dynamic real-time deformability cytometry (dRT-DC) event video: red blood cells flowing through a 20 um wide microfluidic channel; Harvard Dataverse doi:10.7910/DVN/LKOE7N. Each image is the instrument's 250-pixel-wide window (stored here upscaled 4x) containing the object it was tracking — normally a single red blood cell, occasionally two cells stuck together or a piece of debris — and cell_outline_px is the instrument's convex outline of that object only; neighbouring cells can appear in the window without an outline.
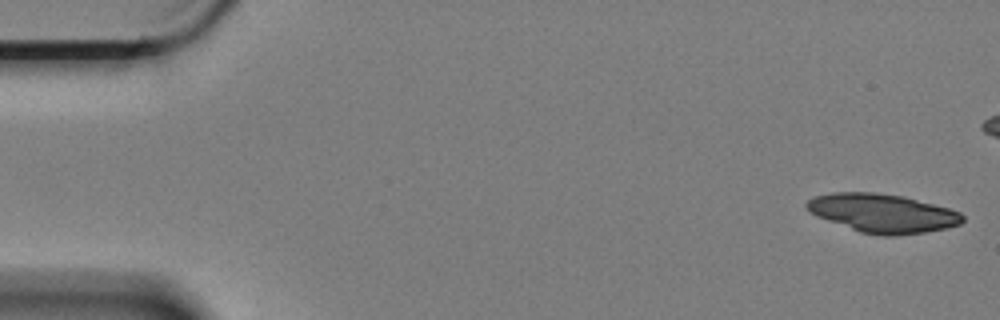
{"species": "Egyptian fruit bat (a non-hibernating species)", "species_latin": "Rousettus aegyptiacus", "temperature_condition": "cold", "stored_images_in_passage": 37, "camera_frame_rate_fps": 3000, "um_per_image_px": 0.085, "animal": {"sex": "female"}, "frame": {"image": 1, "passage_image": 1, "time_ms": 0.0, "image_size_px": [1000, 320], "cell_outline_px": [[964, 220], [960, 224], [944, 228], [924, 232], [896, 236], [884, 236], [860, 232], [816, 216], [808, 212], [804, 204], [812, 196], [832, 192], [876, 192], [904, 196], [948, 208], [960, 212], [964, 216]], "centroid_in_image_um": [74.97, 18.11], "position_along_channel_um": 10.0, "area_um2": 35.26}}
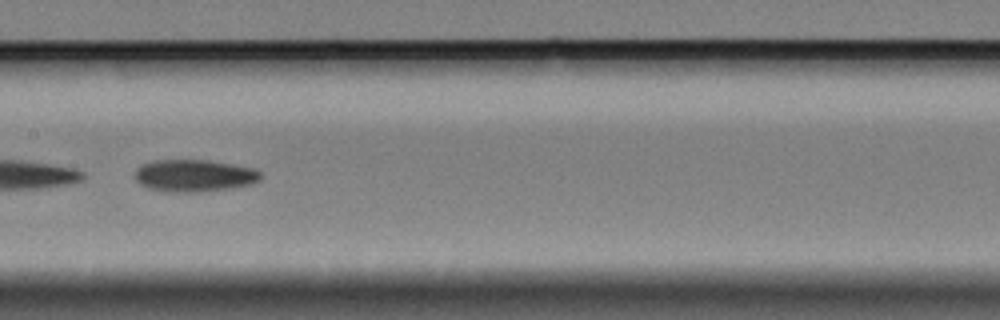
{"frame": {"image": 2, "passage_image": 29, "time_ms": 9.333, "image_size_px": [1000, 320], "cell_outline_px": [[260, 180], [252, 184], [228, 188], [200, 192], [164, 192], [148, 188], [140, 184], [132, 176], [136, 168], [152, 160], [208, 160], [256, 168], [260, 172]], "centroid_in_image_um": [16.47, 14.93], "position_along_channel_um": 190.9, "area_um2": 23.81}}